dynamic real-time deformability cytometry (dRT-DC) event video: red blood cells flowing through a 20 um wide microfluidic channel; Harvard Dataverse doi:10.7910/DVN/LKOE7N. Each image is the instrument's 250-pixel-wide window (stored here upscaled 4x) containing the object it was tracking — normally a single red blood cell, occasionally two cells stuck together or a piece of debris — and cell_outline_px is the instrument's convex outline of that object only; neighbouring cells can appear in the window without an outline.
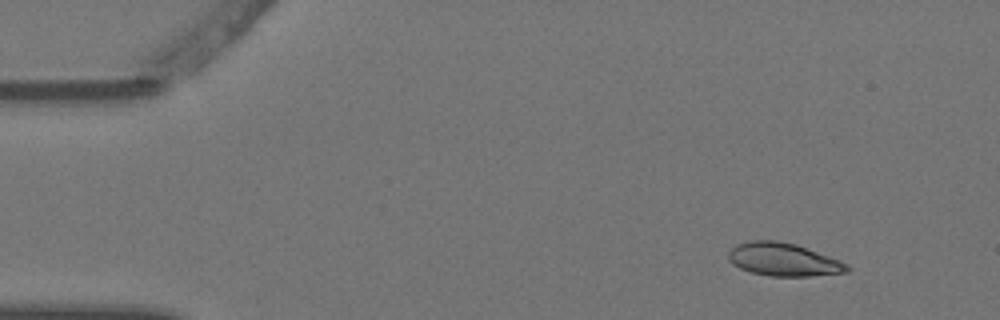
{"species": "Egyptian fruit bat (a non-hibernating species)", "species_latin": "Rousettus aegyptiacus", "temperature_condition": "warm", "stored_images_in_passage": 3, "camera_frame_rate_fps": 3000, "um_per_image_px": 0.085, "animal": {"sex": "female"}, "frame": {"image": 1, "passage_image": 1, "time_ms": 0.0, "image_size_px": [1000, 320], "cell_outline_px": [[852, 268], [848, 272], [812, 276], [768, 276], [752, 272], [740, 268], [732, 264], [728, 260], [728, 252], [736, 244], [752, 240], [776, 240], [796, 244], [840, 260], [848, 264]], "centroid_in_image_um": [66.6, 22.06], "position_along_channel_um": 18.4, "area_um2": 23.0}}
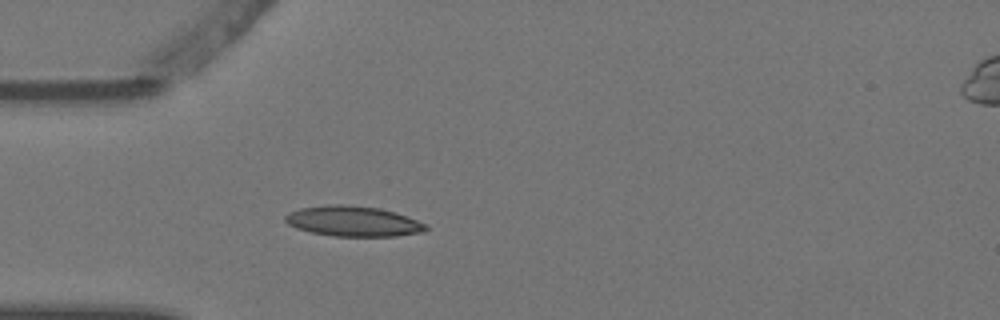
{"frame": {"image": 2, "passage_image": 3, "time_ms": 0.667, "image_size_px": [1000, 320], "cell_outline_px": [[428, 228], [424, 232], [396, 236], [332, 236], [312, 232], [296, 228], [288, 224], [284, 220], [284, 216], [288, 212], [300, 208], [332, 204], [344, 204], [380, 208], [396, 212], [428, 224]], "centroid_in_image_um": [30.03, 18.8], "position_along_channel_um": 55.0, "area_um2": 25.03}}